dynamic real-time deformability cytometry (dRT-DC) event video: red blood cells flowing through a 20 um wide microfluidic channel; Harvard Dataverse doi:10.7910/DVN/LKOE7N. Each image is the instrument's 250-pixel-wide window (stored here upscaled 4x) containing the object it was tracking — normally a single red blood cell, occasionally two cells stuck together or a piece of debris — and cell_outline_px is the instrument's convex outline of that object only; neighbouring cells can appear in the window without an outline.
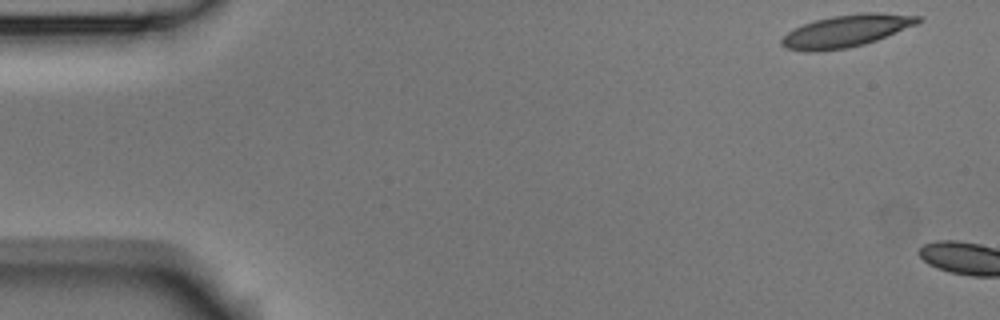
{"species": "Egyptian fruit bat (a non-hibernating species)", "species_latin": "Rousettus aegyptiacus", "temperature_condition": "room temperature", "stored_images_in_passage": 2, "camera_frame_rate_fps": 3000, "um_per_image_px": 0.085, "animal": {"sex": "male"}, "frame": {"image": 1, "passage_image": 1, "time_ms": 0.0, "image_size_px": [1000, 320], "cell_outline_px": [[920, 20], [916, 24], [876, 40], [864, 44], [848, 48], [816, 52], [804, 52], [788, 48], [780, 44], [780, 40], [788, 32], [804, 24], [816, 20], [832, 16], [860, 12], [876, 12], [920, 16]], "centroid_in_image_um": [71.9, 2.63], "position_along_channel_um": 13.1, "area_um2": 25.37}}